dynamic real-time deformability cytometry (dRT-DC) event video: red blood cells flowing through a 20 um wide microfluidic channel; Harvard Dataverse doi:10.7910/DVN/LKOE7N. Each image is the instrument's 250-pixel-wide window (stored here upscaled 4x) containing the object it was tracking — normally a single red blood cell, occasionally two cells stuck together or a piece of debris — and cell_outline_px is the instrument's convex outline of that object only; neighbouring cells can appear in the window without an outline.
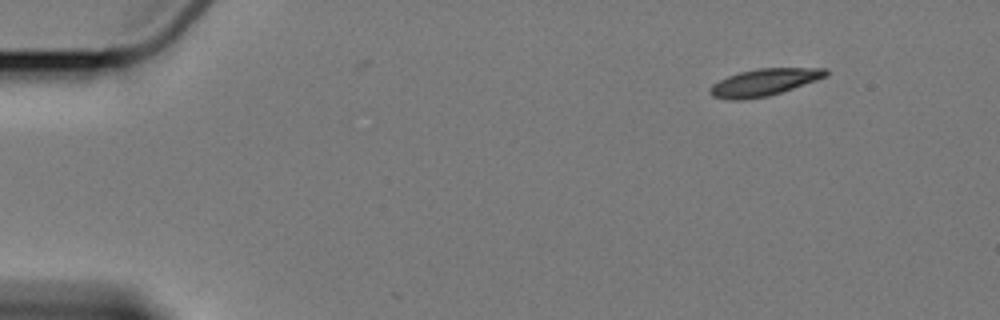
{"species": "Egyptian fruit bat (a non-hibernating species)", "species_latin": "Rousettus aegyptiacus", "temperature_condition": "cold", "stored_images_in_passage": 3, "camera_frame_rate_fps": 3000, "um_per_image_px": 0.085, "animal": {"sex": "female"}, "frame": {"image": 1, "passage_image": 1, "time_ms": 0.0, "image_size_px": [1000, 320], "cell_outline_px": [[828, 76], [768, 96], [740, 100], [732, 100], [712, 96], [708, 92], [708, 88], [712, 84], [728, 76], [740, 72], [756, 68], [828, 68]], "centroid_in_image_um": [64.92, 6.99], "position_along_channel_um": 20.1, "area_um2": 18.15}}